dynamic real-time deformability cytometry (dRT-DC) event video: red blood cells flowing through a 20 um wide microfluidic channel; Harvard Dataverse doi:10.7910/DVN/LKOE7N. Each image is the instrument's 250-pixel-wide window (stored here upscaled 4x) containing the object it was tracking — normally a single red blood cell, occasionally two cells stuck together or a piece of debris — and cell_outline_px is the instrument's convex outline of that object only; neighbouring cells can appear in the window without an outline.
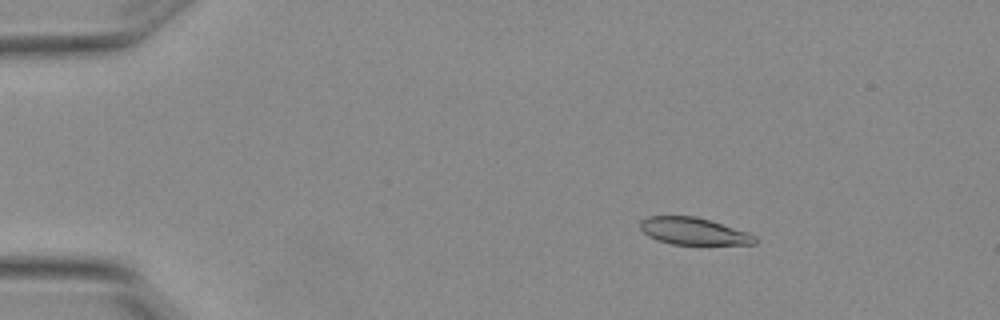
{"species": "Egyptian fruit bat (a non-hibernating species)", "species_latin": "Rousettus aegyptiacus", "temperature_condition": "warm", "stored_images_in_passage": 4, "camera_frame_rate_fps": 3000, "um_per_image_px": 0.085, "animal": {"sex": "female"}, "frame": {"image": 1, "passage_image": 2, "time_ms": 0.333, "image_size_px": [1000, 320], "cell_outline_px": [[756, 244], [672, 244], [648, 236], [640, 228], [640, 220], [648, 216], [696, 216], [748, 232], [756, 236]], "centroid_in_image_um": [58.94, 19.64], "position_along_channel_um": 26.1, "area_um2": 17.92}}